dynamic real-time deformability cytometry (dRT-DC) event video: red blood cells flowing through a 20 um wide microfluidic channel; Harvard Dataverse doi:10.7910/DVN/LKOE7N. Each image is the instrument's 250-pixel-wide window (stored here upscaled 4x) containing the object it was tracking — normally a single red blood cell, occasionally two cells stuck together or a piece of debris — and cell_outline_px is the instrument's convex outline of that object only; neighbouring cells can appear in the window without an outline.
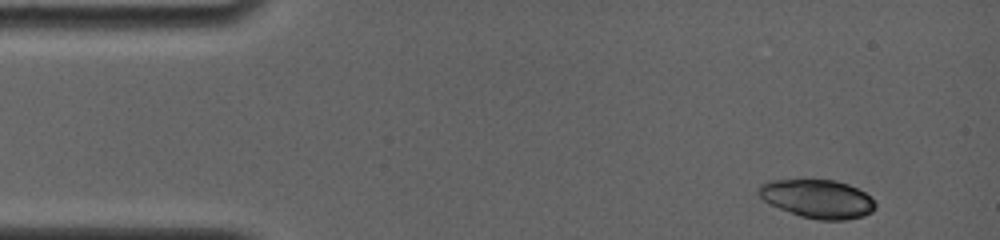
{"species": "common noctule bat (a hibernating species)", "species_latin": "Nyctalus noctula", "temperature_condition": "room temperature", "stored_images_in_passage": 5, "camera_frame_rate_fps": 4000, "um_per_image_px": 0.085, "animal": {"sex": "female", "body_mass_g": 19.0, "forearm_length_mm": 56.7}, "frame": {"image": 1, "passage_image": 1, "time_ms": 0.0, "image_size_px": [1000, 240], "cell_outline_px": [[876, 208], [872, 212], [864, 216], [848, 220], [820, 220], [800, 216], [780, 208], [764, 200], [756, 192], [756, 188], [760, 184], [768, 180], [836, 180], [848, 184], [864, 192], [876, 204]], "centroid_in_image_um": [69.48, 16.9], "position_along_channel_um": 15.5, "area_um2": 26.18}}